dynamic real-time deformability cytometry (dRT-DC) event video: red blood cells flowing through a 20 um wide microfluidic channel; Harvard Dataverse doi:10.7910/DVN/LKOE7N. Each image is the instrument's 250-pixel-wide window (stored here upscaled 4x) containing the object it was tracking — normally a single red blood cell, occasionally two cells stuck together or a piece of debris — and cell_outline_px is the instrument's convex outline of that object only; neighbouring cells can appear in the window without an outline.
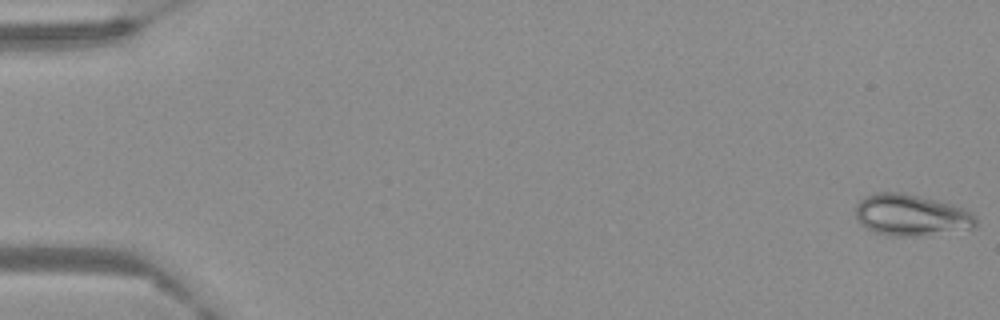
{"species": "Egyptian fruit bat (a non-hibernating species)", "species_latin": "Rousettus aegyptiacus", "temperature_condition": "warm", "stored_images_in_passage": 62, "camera_frame_rate_fps": 3000, "um_per_image_px": 0.085, "frame": {"image": 1, "passage_image": 1, "time_ms": 0.0, "image_size_px": [1000, 320], "cell_outline_px": [[976, 228], [928, 236], [892, 236], [876, 232], [868, 228], [856, 216], [856, 204], [860, 200], [876, 192], [900, 192], [936, 200], [964, 208], [972, 212], [976, 216]], "centroid_in_image_um": [77.52, 18.3], "position_along_channel_um": 7.5, "area_um2": 29.07}}
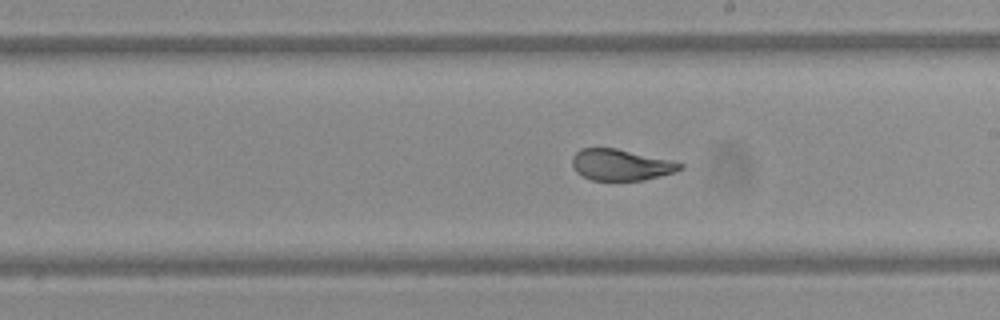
{"frame": {"image": 2, "passage_image": 36, "time_ms": 11.667, "image_size_px": [1000, 320], "cell_outline_px": [[684, 168], [676, 172], [644, 180], [592, 180], [576, 172], [572, 164], [572, 156], [580, 148], [616, 148], [672, 160], [684, 164]], "centroid_in_image_um": [52.8, 14.0], "position_along_channel_um": 236.2, "area_um2": 19.71}}
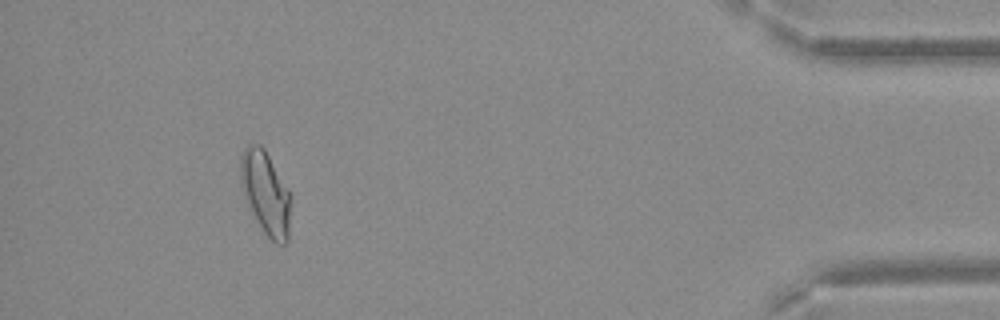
{"frame": {"image": 3, "passage_image": 57, "time_ms": 18.667, "image_size_px": [1000, 320], "cell_outline_px": [[292, 196], [288, 240], [284, 244], [276, 244], [264, 232], [244, 200], [240, 180], [240, 156], [244, 148], [248, 144], [260, 144], [264, 148], [288, 188]], "centroid_in_image_um": [22.58, 16.39], "position_along_channel_um": 412.6, "area_um2": 24.74}}